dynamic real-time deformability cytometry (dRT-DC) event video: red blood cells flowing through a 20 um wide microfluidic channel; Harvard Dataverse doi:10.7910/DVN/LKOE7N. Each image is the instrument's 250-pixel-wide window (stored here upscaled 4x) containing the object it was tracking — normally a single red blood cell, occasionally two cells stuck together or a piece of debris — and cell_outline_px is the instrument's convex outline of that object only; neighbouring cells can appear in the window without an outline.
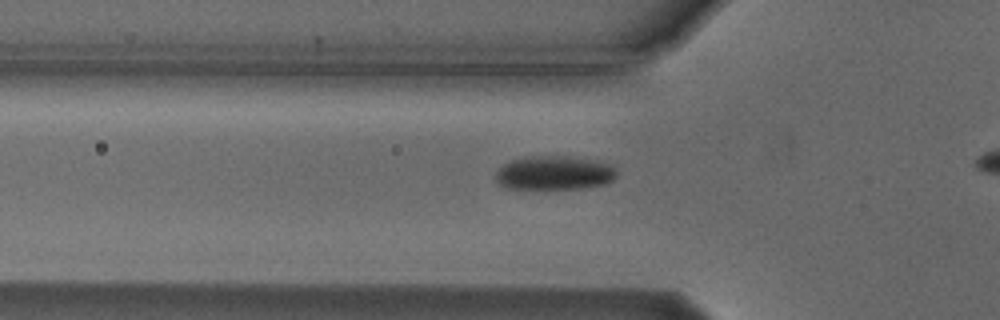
{"species": "Egyptian fruit bat (a non-hibernating species)", "species_latin": "Rousettus aegyptiacus", "temperature_condition": "cold", "stored_images_in_passage": 31, "camera_frame_rate_fps": 3000, "um_per_image_px": 0.085, "animal": {"sex": "male"}, "frame": {"image": 1, "passage_image": 3, "time_ms": 0.667, "image_size_px": [1000, 320], "cell_outline_px": [[616, 176], [612, 180], [604, 184], [576, 188], [508, 188], [500, 184], [496, 180], [496, 172], [508, 160], [524, 156], [568, 156], [596, 160], [608, 164], [616, 172]], "centroid_in_image_um": [47.07, 14.67], "position_along_channel_um": 78.7, "area_um2": 23.7}}
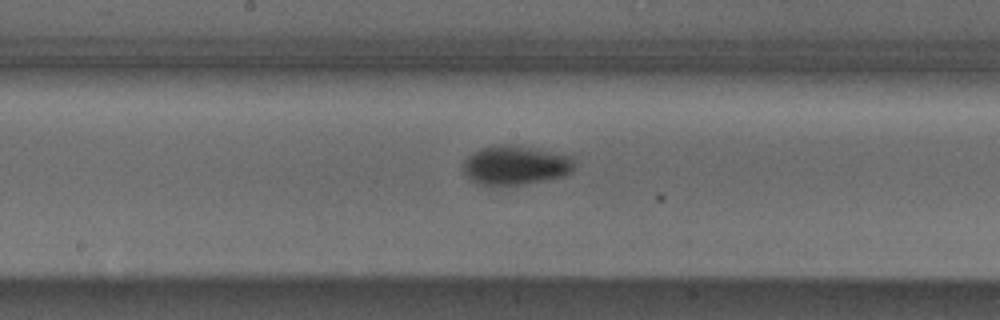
{"frame": {"image": 2, "passage_image": 13, "time_ms": 4.0, "image_size_px": [1000, 320], "cell_outline_px": [[572, 172], [564, 176], [524, 184], [480, 184], [472, 180], [464, 172], [464, 160], [468, 156], [480, 148], [500, 144], [504, 144], [528, 148], [572, 156]], "centroid_in_image_um": [43.79, 14.04], "position_along_channel_um": 204.4, "area_um2": 24.62}}
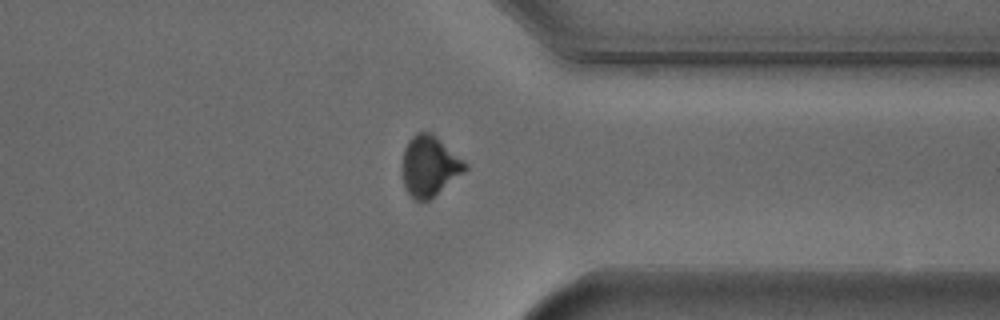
{"frame": {"image": 3, "passage_image": 27, "time_ms": 8.667, "image_size_px": [1000, 320], "cell_outline_px": [[468, 168], [464, 172], [428, 200], [416, 200], [404, 188], [400, 168], [404, 148], [408, 140], [416, 132], [428, 132], [464, 160], [468, 164]], "centroid_in_image_um": [36.45, 14.12], "position_along_channel_um": 374.9, "area_um2": 21.91}}